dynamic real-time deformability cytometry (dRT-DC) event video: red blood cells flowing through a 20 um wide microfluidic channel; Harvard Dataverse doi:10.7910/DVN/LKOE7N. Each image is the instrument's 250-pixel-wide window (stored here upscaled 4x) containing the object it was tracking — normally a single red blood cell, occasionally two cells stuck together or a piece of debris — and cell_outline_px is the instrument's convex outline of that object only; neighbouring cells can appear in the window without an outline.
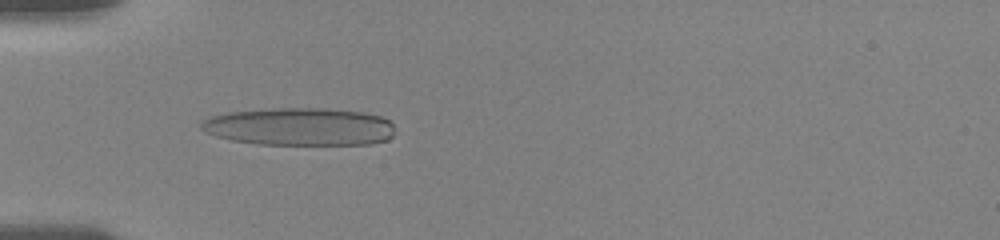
{"species": "human", "species_latin": "Homo sapiens", "temperature_condition": "room temperature", "stored_images_in_passage": 28, "camera_frame_rate_fps": 3000, "um_per_image_px": 0.085, "donor": {"sex": "female"}, "frame": {"image": 1, "passage_image": 27, "time_ms": 5.667, "image_size_px": [1000, 240], "cell_outline_px": [[392, 136], [388, 140], [372, 144], [260, 144], [232, 140], [216, 136], [200, 128], [200, 120], [208, 116], [228, 112], [272, 108], [328, 108], [364, 112], [380, 116], [388, 120], [392, 124]], "centroid_in_image_um": [25.45, 10.75], "position_along_channel_um": 59.6, "area_um2": 42.77}}